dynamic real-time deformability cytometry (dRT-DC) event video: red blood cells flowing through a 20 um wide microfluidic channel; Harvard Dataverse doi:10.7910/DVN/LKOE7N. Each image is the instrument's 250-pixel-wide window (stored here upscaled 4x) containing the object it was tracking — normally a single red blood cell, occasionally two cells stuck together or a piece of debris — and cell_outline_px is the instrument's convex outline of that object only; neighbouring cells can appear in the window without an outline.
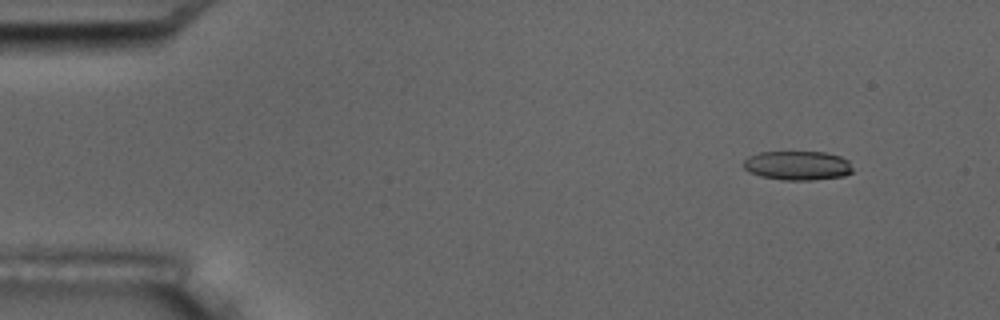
{"species": "common noctule bat (a hibernating species)", "species_latin": "Nyctalus noctula", "temperature_condition": "room temperature", "stored_images_in_passage": 5, "camera_frame_rate_fps": 3000, "um_per_image_px": 0.085, "animal": {"sex": "male", "body_mass_g": 17.5, "forearm_length_mm": 52.3}, "frame": {"image": 1, "passage_image": 1, "time_ms": 0.0, "image_size_px": [1000, 320], "cell_outline_px": [[852, 172], [844, 176], [812, 180], [780, 180], [760, 176], [748, 172], [740, 164], [748, 156], [760, 152], [824, 152], [840, 156], [848, 160], [852, 168]], "centroid_in_image_um": [67.75, 14.07], "position_along_channel_um": 17.3, "area_um2": 18.79}}
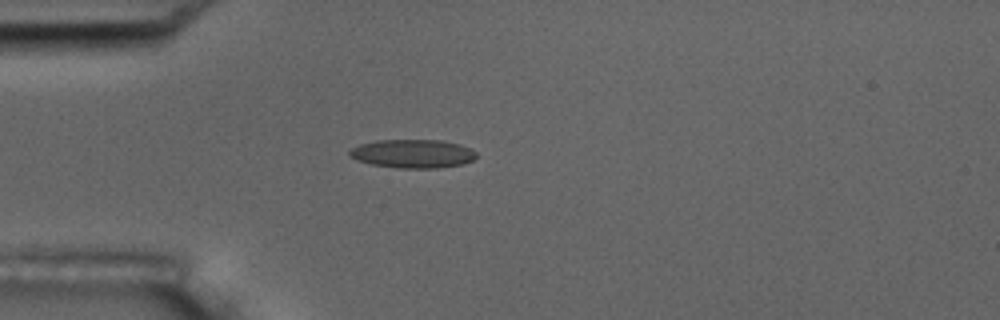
{"frame": {"image": 2, "passage_image": 4, "time_ms": 3.333, "image_size_px": [1000, 320], "cell_outline_px": [[476, 156], [472, 160], [464, 164], [440, 168], [396, 168], [372, 164], [356, 160], [348, 156], [348, 152], [352, 148], [360, 144], [376, 140], [440, 140], [460, 144], [472, 148], [476, 152]], "centroid_in_image_um": [35.09, 13.06], "position_along_channel_um": 49.9, "area_um2": 21.33}}